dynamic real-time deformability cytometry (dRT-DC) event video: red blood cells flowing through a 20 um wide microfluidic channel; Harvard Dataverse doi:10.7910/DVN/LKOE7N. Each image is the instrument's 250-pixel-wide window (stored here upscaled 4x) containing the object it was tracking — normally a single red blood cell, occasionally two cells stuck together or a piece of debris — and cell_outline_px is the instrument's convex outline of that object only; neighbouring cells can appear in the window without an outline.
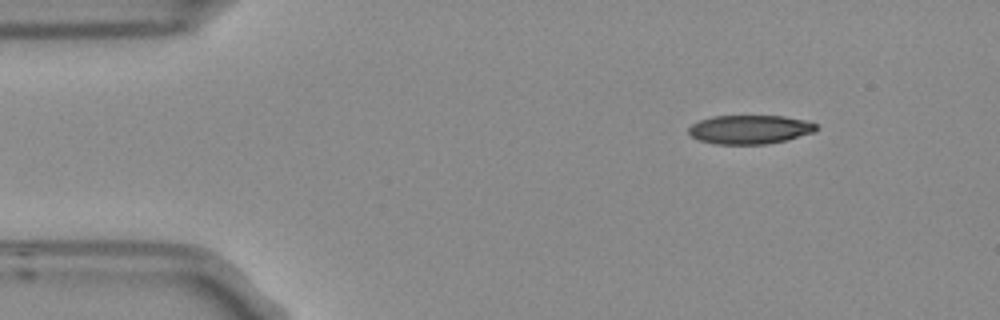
{"species": "Egyptian fruit bat (a non-hibernating species)", "species_latin": "Rousettus aegyptiacus", "temperature_condition": "room temperature", "stored_images_in_passage": 3, "camera_frame_rate_fps": 3000, "um_per_image_px": 0.085, "frame": {"image": 1, "passage_image": 3, "time_ms": 0.667, "image_size_px": [1000, 320], "cell_outline_px": [[816, 132], [784, 140], [764, 144], [716, 144], [700, 140], [692, 136], [688, 132], [688, 128], [692, 124], [700, 120], [712, 116], [784, 116], [808, 120], [816, 124]], "centroid_in_image_um": [63.74, 10.99], "position_along_channel_um": 21.3, "area_um2": 21.39}}